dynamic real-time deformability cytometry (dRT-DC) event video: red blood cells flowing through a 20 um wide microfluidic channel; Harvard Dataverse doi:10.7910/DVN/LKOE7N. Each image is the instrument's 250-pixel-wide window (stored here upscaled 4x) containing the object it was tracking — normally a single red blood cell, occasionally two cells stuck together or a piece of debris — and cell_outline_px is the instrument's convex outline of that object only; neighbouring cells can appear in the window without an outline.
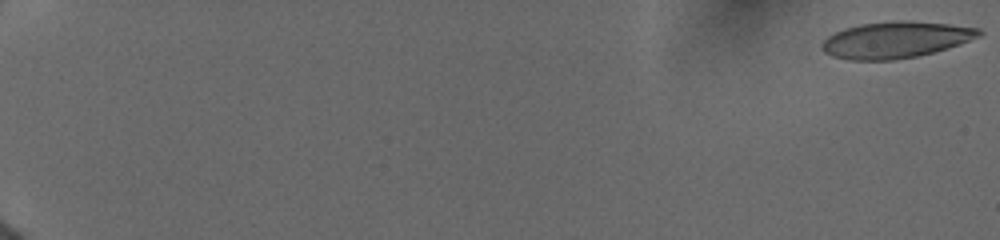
{"species": "human", "species_latin": "Homo sapiens", "temperature_condition": "cold", "stored_images_in_passage": 31, "camera_frame_rate_fps": 3000, "um_per_image_px": 0.085, "donor": {"sex": "female"}, "frame": {"image": 1, "passage_image": 1, "time_ms": 0.0, "image_size_px": [1000, 240], "cell_outline_px": [[984, 32], [980, 36], [960, 44], [948, 48], [916, 56], [892, 60], [848, 60], [832, 56], [824, 52], [820, 48], [820, 44], [828, 36], [844, 28], [860, 24], [892, 20], [908, 20], [948, 24], [980, 28]], "centroid_in_image_um": [76.12, 3.37], "position_along_channel_um": 8.9, "area_um2": 33.52}}
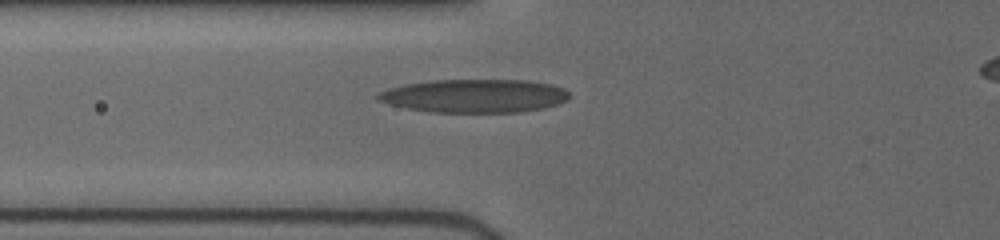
{"frame": {"image": 2, "passage_image": 28, "time_ms": 7.667, "image_size_px": [1000, 240], "cell_outline_px": [[568, 100], [544, 108], [516, 112], [432, 112], [408, 108], [388, 104], [376, 100], [376, 96], [380, 92], [388, 88], [404, 84], [432, 80], [528, 80], [552, 84], [564, 88], [568, 92]], "centroid_in_image_um": [40.32, 8.14], "position_along_channel_um": 85.5, "area_um2": 37.28}}
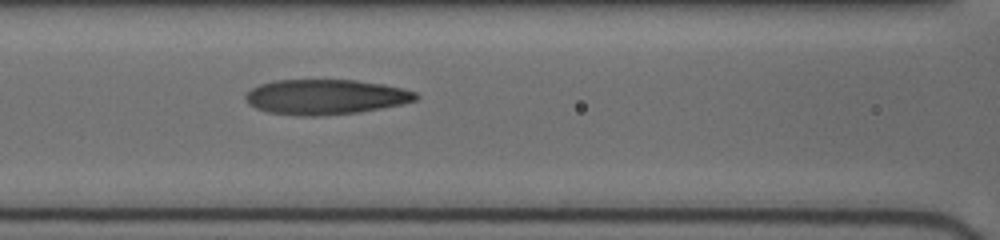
{"frame": {"image": 3, "passage_image": 31, "time_ms": 9.0, "image_size_px": [1000, 240], "cell_outline_px": [[420, 96], [416, 100], [400, 104], [380, 108], [356, 112], [316, 116], [300, 116], [268, 112], [256, 108], [248, 104], [244, 96], [252, 88], [260, 84], [272, 80], [356, 80], [384, 84], [404, 88], [416, 92]], "centroid_in_image_um": [27.66, 8.23], "position_along_channel_um": 138.9, "area_um2": 34.8}}